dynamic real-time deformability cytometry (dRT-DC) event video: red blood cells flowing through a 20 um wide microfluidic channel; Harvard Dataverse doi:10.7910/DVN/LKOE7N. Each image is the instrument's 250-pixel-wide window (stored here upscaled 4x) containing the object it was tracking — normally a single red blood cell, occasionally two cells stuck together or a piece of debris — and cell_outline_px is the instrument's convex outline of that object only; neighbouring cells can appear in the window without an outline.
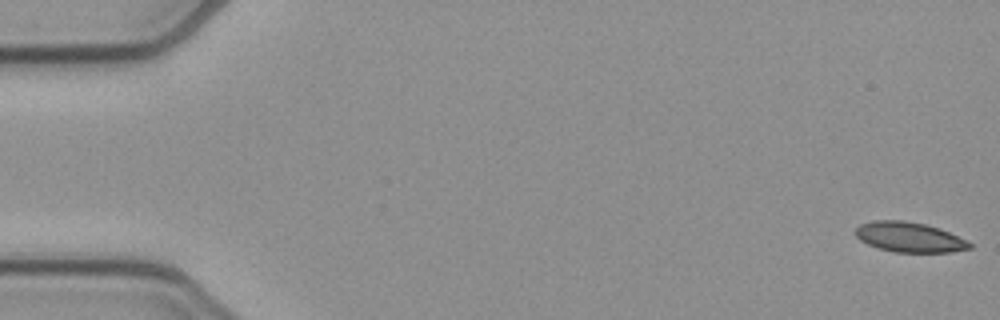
{"species": "common noctule bat (a hibernating species)", "species_latin": "Nyctalus noctula", "temperature_condition": "cold", "stored_images_in_passage": 53, "camera_frame_rate_fps": 3000, "um_per_image_px": 0.085, "animal": {"sex": "female", "body_mass_g": 21.9}, "frame": {"image": 1, "passage_image": 1, "time_ms": 0.0, "image_size_px": [1000, 320], "cell_outline_px": [[972, 248], [952, 252], [892, 252], [876, 248], [860, 240], [856, 236], [856, 228], [860, 224], [872, 220], [904, 220], [924, 224], [940, 228], [972, 244]], "centroid_in_image_um": [77.26, 20.16], "position_along_channel_um": 7.7, "area_um2": 19.94}}
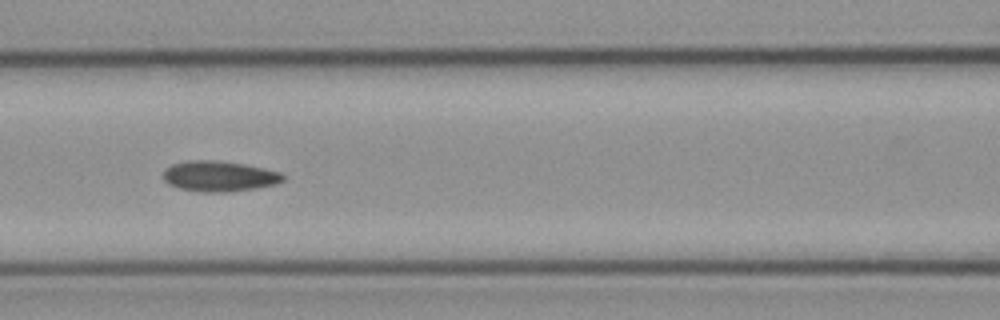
{"frame": {"image": 2, "passage_image": 23, "time_ms": 7.333, "image_size_px": [1000, 320], "cell_outline_px": [[284, 180], [276, 184], [256, 188], [224, 192], [200, 192], [180, 188], [168, 184], [164, 180], [164, 168], [172, 164], [188, 160], [216, 160], [244, 164], [264, 168], [280, 172], [284, 176]], "centroid_in_image_um": [18.62, 14.97], "position_along_channel_um": 148.0, "area_um2": 21.33}}
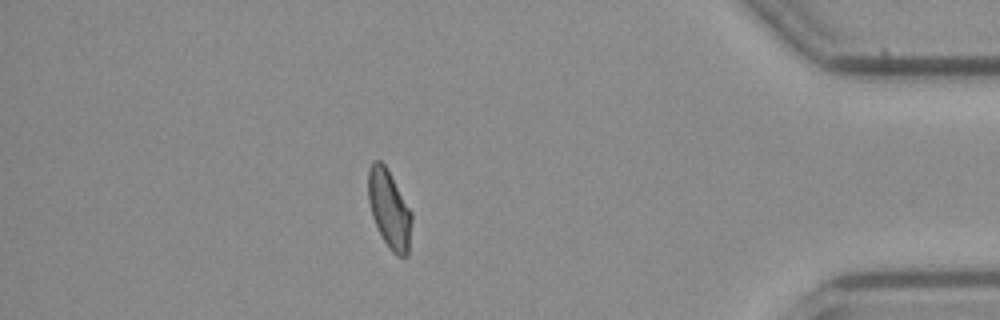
{"frame": {"image": 3, "passage_image": 46, "time_ms": 15.0, "image_size_px": [1000, 320], "cell_outline_px": [[412, 220], [408, 256], [396, 256], [392, 252], [384, 240], [372, 216], [368, 200], [368, 168], [372, 160], [380, 160], [384, 164], [412, 212]], "centroid_in_image_um": [33.08, 17.77], "position_along_channel_um": 402.1, "area_um2": 19.71}, "authors_computed_cell_mechanics": {"area_um2": 20.4612, "velocity_mm_per_s": 3.8869, "shape_relaxation_time_tau1_ms": null, "shape_relaxation_time_tau2_ms": 3.7456, "deformation_change_tau1": null, "deformation_change_tau2": 0.0759}}